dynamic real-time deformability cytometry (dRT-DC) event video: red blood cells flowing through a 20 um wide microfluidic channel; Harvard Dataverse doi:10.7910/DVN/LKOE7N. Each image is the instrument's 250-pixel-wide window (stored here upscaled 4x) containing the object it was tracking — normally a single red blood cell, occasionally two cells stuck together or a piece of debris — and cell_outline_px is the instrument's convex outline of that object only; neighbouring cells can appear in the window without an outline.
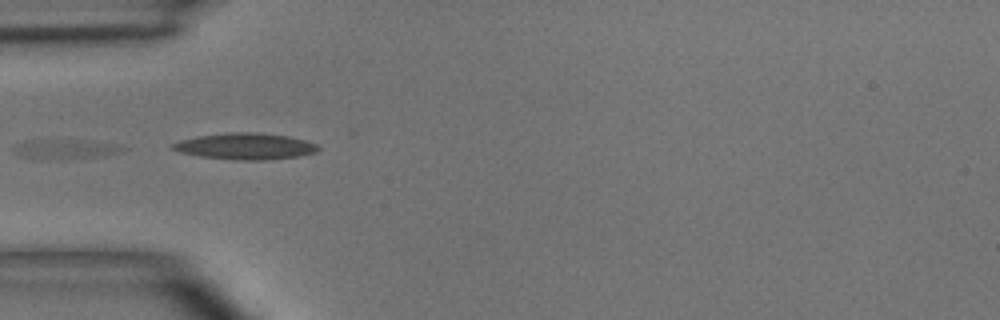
{"species": "common noctule bat (a hibernating species)", "species_latin": "Nyctalus noctula", "temperature_condition": "room temperature", "stored_images_in_passage": 4, "segment_of_instrument_passage": [2, 2], "camera_frame_rate_fps": 3000, "um_per_image_px": 0.085, "animal": {"sex": "male", "body_mass_g": 15.6}, "frame": {"image": 1, "passage_image": 3, "time_ms": 3.0, "image_size_px": [1000, 320], "cell_outline_px": [[128, 148], [124, 152], [100, 156], [20, 156], [12, 148], [16, 144], [24, 140], [92, 140], [120, 144]], "centroid_in_image_um": [5.71, 12.59], "position_along_channel_um": 79.3, "area_um2": 11.62}}